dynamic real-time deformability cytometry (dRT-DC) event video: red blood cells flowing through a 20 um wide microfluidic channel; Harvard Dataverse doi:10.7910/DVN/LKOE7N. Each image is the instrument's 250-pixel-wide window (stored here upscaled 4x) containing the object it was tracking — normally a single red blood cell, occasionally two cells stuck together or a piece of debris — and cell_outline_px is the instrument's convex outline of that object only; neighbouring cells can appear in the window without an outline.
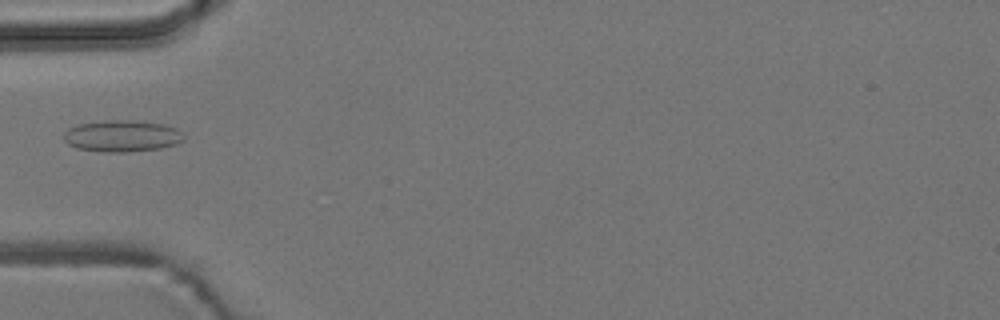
{"species": "common noctule bat (a hibernating species)", "species_latin": "Nyctalus noctula", "temperature_condition": "room temperature", "stored_images_in_passage": 4, "camera_frame_rate_fps": 3000, "um_per_image_px": 0.085, "animal": {"sex": "male", "body_mass_g": 19.2, "forearm_length_mm": 51.8}, "frame": {"image": 1, "passage_image": 4, "time_ms": 5.667, "image_size_px": [1000, 320], "cell_outline_px": [[184, 140], [176, 144], [160, 148], [128, 152], [104, 152], [76, 148], [68, 144], [64, 140], [64, 132], [68, 128], [76, 124], [104, 120], [132, 120], [164, 124], [176, 128], [184, 136]], "centroid_in_image_um": [10.34, 11.55], "position_along_channel_um": 74.7, "area_um2": 22.25}}